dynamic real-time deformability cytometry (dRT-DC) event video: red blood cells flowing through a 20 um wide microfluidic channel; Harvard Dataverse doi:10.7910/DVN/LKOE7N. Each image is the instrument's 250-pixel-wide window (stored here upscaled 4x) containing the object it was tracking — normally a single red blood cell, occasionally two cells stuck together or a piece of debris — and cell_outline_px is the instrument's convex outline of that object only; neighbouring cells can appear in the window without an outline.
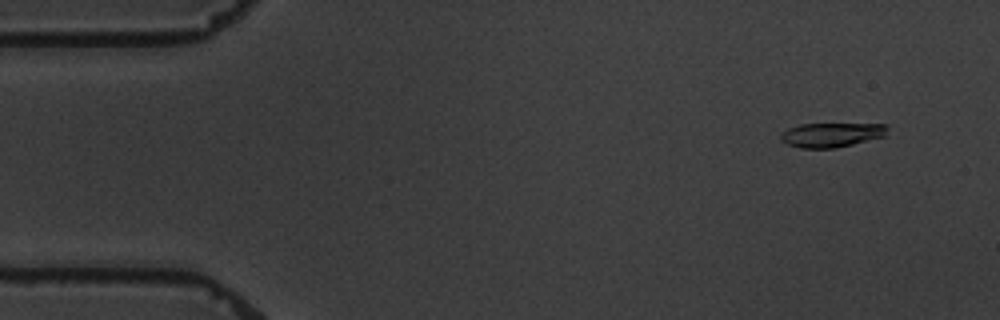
{"species": "common noctule bat (a hibernating species)", "species_latin": "Nyctalus noctula", "temperature_condition": "warm", "stored_images_in_passage": 5, "camera_frame_rate_fps": 3000, "um_per_image_px": 0.085, "animal": {"sex": "male", "body_mass_g": 19.5, "forearm_length_mm": 54.6}, "frame": {"image": 1, "passage_image": 2, "time_ms": 1.0, "image_size_px": [1000, 320], "cell_outline_px": [[888, 128], [884, 136], [836, 148], [800, 148], [788, 144], [780, 140], [780, 136], [788, 128], [800, 124], [884, 124]], "centroid_in_image_um": [70.65, 11.46], "position_along_channel_um": 14.4, "area_um2": 14.97}}
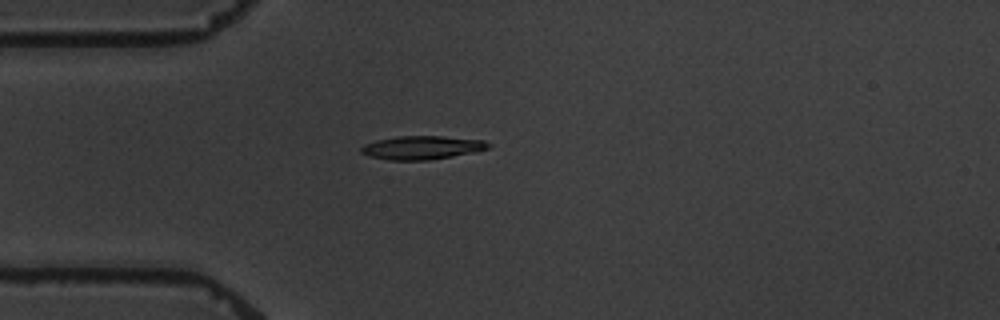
{"frame": {"image": 2, "passage_image": 5, "time_ms": 4.667, "image_size_px": [1000, 320], "cell_outline_px": [[492, 144], [488, 148], [476, 152], [428, 160], [388, 160], [368, 156], [360, 152], [360, 148], [364, 144], [376, 140], [396, 136], [444, 136], [484, 140]], "centroid_in_image_um": [35.86, 12.54], "position_along_channel_um": 49.1, "area_um2": 17.57}}